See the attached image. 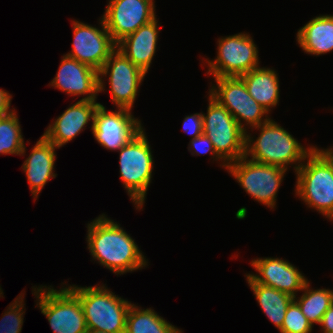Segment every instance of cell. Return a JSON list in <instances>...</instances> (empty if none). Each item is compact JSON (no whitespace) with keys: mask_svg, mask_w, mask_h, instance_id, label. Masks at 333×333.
I'll list each match as a JSON object with an SVG mask.
<instances>
[{"mask_svg":"<svg viewBox=\"0 0 333 333\" xmlns=\"http://www.w3.org/2000/svg\"><path fill=\"white\" fill-rule=\"evenodd\" d=\"M177 327L168 323L154 309H142L131 304L127 314L125 333H182Z\"/></svg>","mask_w":333,"mask_h":333,"instance_id":"obj_23","label":"cell"},{"mask_svg":"<svg viewBox=\"0 0 333 333\" xmlns=\"http://www.w3.org/2000/svg\"><path fill=\"white\" fill-rule=\"evenodd\" d=\"M50 85L71 96L85 95L80 100L96 101L99 93V75L98 71L90 66L63 55L58 72Z\"/></svg>","mask_w":333,"mask_h":333,"instance_id":"obj_16","label":"cell"},{"mask_svg":"<svg viewBox=\"0 0 333 333\" xmlns=\"http://www.w3.org/2000/svg\"><path fill=\"white\" fill-rule=\"evenodd\" d=\"M102 18L117 44L156 18L154 0H109Z\"/></svg>","mask_w":333,"mask_h":333,"instance_id":"obj_14","label":"cell"},{"mask_svg":"<svg viewBox=\"0 0 333 333\" xmlns=\"http://www.w3.org/2000/svg\"><path fill=\"white\" fill-rule=\"evenodd\" d=\"M99 75V93L104 92L103 77L109 75L111 98L117 108L131 110L145 73L117 48L105 61Z\"/></svg>","mask_w":333,"mask_h":333,"instance_id":"obj_11","label":"cell"},{"mask_svg":"<svg viewBox=\"0 0 333 333\" xmlns=\"http://www.w3.org/2000/svg\"><path fill=\"white\" fill-rule=\"evenodd\" d=\"M214 79L216 86L214 84L209 89V94L232 114L246 133V125L254 128L270 119L268 112L249 94L240 77ZM241 121L245 122V126Z\"/></svg>","mask_w":333,"mask_h":333,"instance_id":"obj_10","label":"cell"},{"mask_svg":"<svg viewBox=\"0 0 333 333\" xmlns=\"http://www.w3.org/2000/svg\"><path fill=\"white\" fill-rule=\"evenodd\" d=\"M99 104L96 101L78 100L48 126L43 136L57 148L62 147L80 134L90 120L93 125Z\"/></svg>","mask_w":333,"mask_h":333,"instance_id":"obj_17","label":"cell"},{"mask_svg":"<svg viewBox=\"0 0 333 333\" xmlns=\"http://www.w3.org/2000/svg\"><path fill=\"white\" fill-rule=\"evenodd\" d=\"M143 129L141 121L134 118L131 110L117 108V111H106L99 104L94 114L92 134L104 148L117 151L128 144Z\"/></svg>","mask_w":333,"mask_h":333,"instance_id":"obj_12","label":"cell"},{"mask_svg":"<svg viewBox=\"0 0 333 333\" xmlns=\"http://www.w3.org/2000/svg\"><path fill=\"white\" fill-rule=\"evenodd\" d=\"M297 43L304 52L321 55L333 50V15H319L297 32Z\"/></svg>","mask_w":333,"mask_h":333,"instance_id":"obj_20","label":"cell"},{"mask_svg":"<svg viewBox=\"0 0 333 333\" xmlns=\"http://www.w3.org/2000/svg\"><path fill=\"white\" fill-rule=\"evenodd\" d=\"M183 129L192 139L203 134V120L202 113H195L193 115L185 116L183 121Z\"/></svg>","mask_w":333,"mask_h":333,"instance_id":"obj_29","label":"cell"},{"mask_svg":"<svg viewBox=\"0 0 333 333\" xmlns=\"http://www.w3.org/2000/svg\"><path fill=\"white\" fill-rule=\"evenodd\" d=\"M11 94L8 91L0 89V117L7 116L14 110L11 107Z\"/></svg>","mask_w":333,"mask_h":333,"instance_id":"obj_30","label":"cell"},{"mask_svg":"<svg viewBox=\"0 0 333 333\" xmlns=\"http://www.w3.org/2000/svg\"><path fill=\"white\" fill-rule=\"evenodd\" d=\"M246 279L259 306L274 326L280 330L287 308L294 300V297L273 287L256 283L248 274L246 275Z\"/></svg>","mask_w":333,"mask_h":333,"instance_id":"obj_22","label":"cell"},{"mask_svg":"<svg viewBox=\"0 0 333 333\" xmlns=\"http://www.w3.org/2000/svg\"><path fill=\"white\" fill-rule=\"evenodd\" d=\"M203 134L212 142L223 167L245 156L246 132L232 114L209 94L207 115L202 113Z\"/></svg>","mask_w":333,"mask_h":333,"instance_id":"obj_6","label":"cell"},{"mask_svg":"<svg viewBox=\"0 0 333 333\" xmlns=\"http://www.w3.org/2000/svg\"><path fill=\"white\" fill-rule=\"evenodd\" d=\"M260 130L256 140L246 133L245 156L250 160L280 167L287 170L288 165L295 164V172L305 162V158L315 146L305 148L289 132L272 119L254 127ZM301 162V163H300Z\"/></svg>","mask_w":333,"mask_h":333,"instance_id":"obj_2","label":"cell"},{"mask_svg":"<svg viewBox=\"0 0 333 333\" xmlns=\"http://www.w3.org/2000/svg\"><path fill=\"white\" fill-rule=\"evenodd\" d=\"M86 333H107L101 330L87 329Z\"/></svg>","mask_w":333,"mask_h":333,"instance_id":"obj_33","label":"cell"},{"mask_svg":"<svg viewBox=\"0 0 333 333\" xmlns=\"http://www.w3.org/2000/svg\"><path fill=\"white\" fill-rule=\"evenodd\" d=\"M87 226L89 252L94 260L114 274L136 271L148 264L135 240L105 214L99 215Z\"/></svg>","mask_w":333,"mask_h":333,"instance_id":"obj_1","label":"cell"},{"mask_svg":"<svg viewBox=\"0 0 333 333\" xmlns=\"http://www.w3.org/2000/svg\"><path fill=\"white\" fill-rule=\"evenodd\" d=\"M297 169L296 195L310 208L333 220V160L317 147Z\"/></svg>","mask_w":333,"mask_h":333,"instance_id":"obj_3","label":"cell"},{"mask_svg":"<svg viewBox=\"0 0 333 333\" xmlns=\"http://www.w3.org/2000/svg\"><path fill=\"white\" fill-rule=\"evenodd\" d=\"M57 146L43 135L33 146L29 157L24 161L23 171L27 176L33 198H38L47 181L55 178L54 171Z\"/></svg>","mask_w":333,"mask_h":333,"instance_id":"obj_19","label":"cell"},{"mask_svg":"<svg viewBox=\"0 0 333 333\" xmlns=\"http://www.w3.org/2000/svg\"><path fill=\"white\" fill-rule=\"evenodd\" d=\"M119 151L120 179L136 208L141 210L154 164L144 128Z\"/></svg>","mask_w":333,"mask_h":333,"instance_id":"obj_5","label":"cell"},{"mask_svg":"<svg viewBox=\"0 0 333 333\" xmlns=\"http://www.w3.org/2000/svg\"><path fill=\"white\" fill-rule=\"evenodd\" d=\"M68 288L79 298L87 328L107 333H125L131 302L116 296L106 286Z\"/></svg>","mask_w":333,"mask_h":333,"instance_id":"obj_4","label":"cell"},{"mask_svg":"<svg viewBox=\"0 0 333 333\" xmlns=\"http://www.w3.org/2000/svg\"><path fill=\"white\" fill-rule=\"evenodd\" d=\"M215 60L207 61V73L214 78L240 77L259 66L258 47L247 33L218 39Z\"/></svg>","mask_w":333,"mask_h":333,"instance_id":"obj_9","label":"cell"},{"mask_svg":"<svg viewBox=\"0 0 333 333\" xmlns=\"http://www.w3.org/2000/svg\"><path fill=\"white\" fill-rule=\"evenodd\" d=\"M100 21L102 29L74 20L72 50L66 54L98 72L117 45L112 40L104 19L101 18Z\"/></svg>","mask_w":333,"mask_h":333,"instance_id":"obj_13","label":"cell"},{"mask_svg":"<svg viewBox=\"0 0 333 333\" xmlns=\"http://www.w3.org/2000/svg\"><path fill=\"white\" fill-rule=\"evenodd\" d=\"M312 324L302 313L298 303L293 300L287 308L281 333H311Z\"/></svg>","mask_w":333,"mask_h":333,"instance_id":"obj_27","label":"cell"},{"mask_svg":"<svg viewBox=\"0 0 333 333\" xmlns=\"http://www.w3.org/2000/svg\"><path fill=\"white\" fill-rule=\"evenodd\" d=\"M320 325L323 333H333V303L323 315Z\"/></svg>","mask_w":333,"mask_h":333,"instance_id":"obj_31","label":"cell"},{"mask_svg":"<svg viewBox=\"0 0 333 333\" xmlns=\"http://www.w3.org/2000/svg\"><path fill=\"white\" fill-rule=\"evenodd\" d=\"M2 294H3V290H2V288H0V297L2 296Z\"/></svg>","mask_w":333,"mask_h":333,"instance_id":"obj_34","label":"cell"},{"mask_svg":"<svg viewBox=\"0 0 333 333\" xmlns=\"http://www.w3.org/2000/svg\"><path fill=\"white\" fill-rule=\"evenodd\" d=\"M24 293L17 296L7 310L4 312L0 321V333H20L23 325L24 312ZM23 298V299H22Z\"/></svg>","mask_w":333,"mask_h":333,"instance_id":"obj_26","label":"cell"},{"mask_svg":"<svg viewBox=\"0 0 333 333\" xmlns=\"http://www.w3.org/2000/svg\"><path fill=\"white\" fill-rule=\"evenodd\" d=\"M278 74L271 68L257 67L240 76L244 81L249 94L268 113L270 108L279 102V79Z\"/></svg>","mask_w":333,"mask_h":333,"instance_id":"obj_21","label":"cell"},{"mask_svg":"<svg viewBox=\"0 0 333 333\" xmlns=\"http://www.w3.org/2000/svg\"><path fill=\"white\" fill-rule=\"evenodd\" d=\"M158 33V21L155 18L124 37L116 48L146 74L156 52Z\"/></svg>","mask_w":333,"mask_h":333,"instance_id":"obj_18","label":"cell"},{"mask_svg":"<svg viewBox=\"0 0 333 333\" xmlns=\"http://www.w3.org/2000/svg\"><path fill=\"white\" fill-rule=\"evenodd\" d=\"M188 150L190 152H192V155H202V154H206L207 152H210L213 156V158L215 157L216 161L221 160V162L223 161L216 153V151L214 150L213 144L211 142V140L204 134L191 139L190 140V144L188 147Z\"/></svg>","mask_w":333,"mask_h":333,"instance_id":"obj_28","label":"cell"},{"mask_svg":"<svg viewBox=\"0 0 333 333\" xmlns=\"http://www.w3.org/2000/svg\"><path fill=\"white\" fill-rule=\"evenodd\" d=\"M26 147L15 110L0 117V154L25 155Z\"/></svg>","mask_w":333,"mask_h":333,"instance_id":"obj_25","label":"cell"},{"mask_svg":"<svg viewBox=\"0 0 333 333\" xmlns=\"http://www.w3.org/2000/svg\"><path fill=\"white\" fill-rule=\"evenodd\" d=\"M248 158L243 156L237 161L229 163L227 171L254 200L274 208L278 189L287 170L258 163Z\"/></svg>","mask_w":333,"mask_h":333,"instance_id":"obj_8","label":"cell"},{"mask_svg":"<svg viewBox=\"0 0 333 333\" xmlns=\"http://www.w3.org/2000/svg\"><path fill=\"white\" fill-rule=\"evenodd\" d=\"M45 287V288H43ZM34 287L37 306L54 333H86L87 324L79 298L68 288Z\"/></svg>","mask_w":333,"mask_h":333,"instance_id":"obj_7","label":"cell"},{"mask_svg":"<svg viewBox=\"0 0 333 333\" xmlns=\"http://www.w3.org/2000/svg\"><path fill=\"white\" fill-rule=\"evenodd\" d=\"M251 265L260 274L248 273L256 283L273 287L292 297H296V293L302 291L308 282L297 267L281 258H256Z\"/></svg>","mask_w":333,"mask_h":333,"instance_id":"obj_15","label":"cell"},{"mask_svg":"<svg viewBox=\"0 0 333 333\" xmlns=\"http://www.w3.org/2000/svg\"><path fill=\"white\" fill-rule=\"evenodd\" d=\"M302 291H304L302 296L299 299L294 297V300L312 326L315 323L320 325L323 315L333 303V290L324 288L312 290L308 281Z\"/></svg>","mask_w":333,"mask_h":333,"instance_id":"obj_24","label":"cell"},{"mask_svg":"<svg viewBox=\"0 0 333 333\" xmlns=\"http://www.w3.org/2000/svg\"><path fill=\"white\" fill-rule=\"evenodd\" d=\"M328 155L329 157L333 160V148H328V149H323Z\"/></svg>","mask_w":333,"mask_h":333,"instance_id":"obj_32","label":"cell"}]
</instances>
